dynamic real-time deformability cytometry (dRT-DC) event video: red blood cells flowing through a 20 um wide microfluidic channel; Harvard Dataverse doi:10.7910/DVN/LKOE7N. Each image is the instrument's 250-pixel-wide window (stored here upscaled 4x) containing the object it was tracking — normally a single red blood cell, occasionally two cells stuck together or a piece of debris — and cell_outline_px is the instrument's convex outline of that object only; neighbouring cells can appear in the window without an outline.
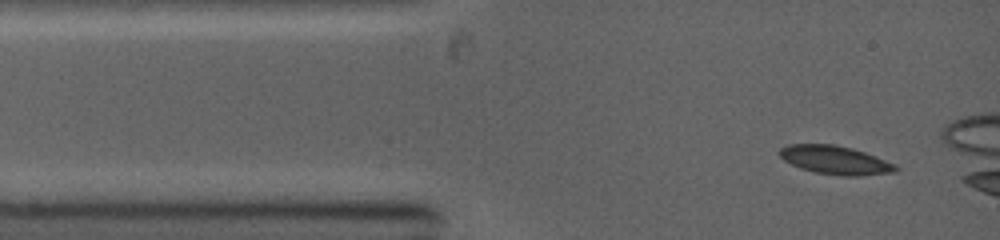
{"species": "common noctule bat (a hibernating species)", "species_latin": "Nyctalus noctula", "temperature_condition": "warm", "stored_images_in_passage": 8, "camera_frame_rate_fps": 5000, "um_per_image_px": 0.085, "animal": {"sex": "female", "body_mass_g": 19.0, "forearm_length_mm": 53.3}, "frame": {"image": 1, "passage_image": 1, "time_ms": 0.0, "image_size_px": [1000, 240], "cell_outline_px": [[900, 168], [896, 172], [856, 176], [844, 176], [816, 172], [800, 168], [784, 160], [780, 156], [780, 148], [788, 144], [832, 144], [852, 148], [864, 152], [896, 164]], "centroid_in_image_um": [71.02, 13.6], "position_along_channel_um": 14.0, "area_um2": 19.19}}
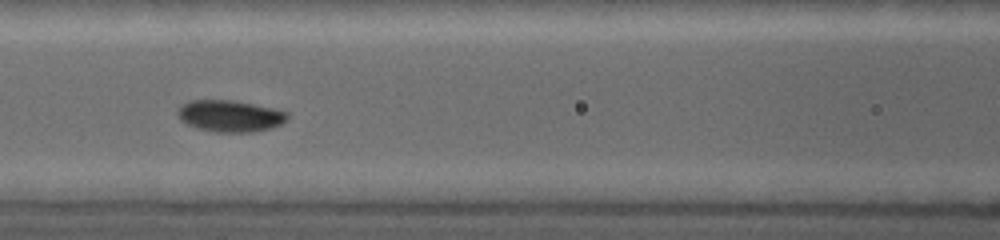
{"frame": {"image": 2, "passage_image": 5, "time_ms": 3.8, "image_size_px": [1000, 240], "cell_outline_px": [[288, 120], [272, 128], [252, 132], [216, 132], [200, 128], [188, 124], [180, 120], [176, 112], [180, 104], [188, 100], [232, 100], [272, 108], [288, 112]], "centroid_in_image_um": [19.53, 9.85], "position_along_channel_um": 147.1, "area_um2": 20.23}}
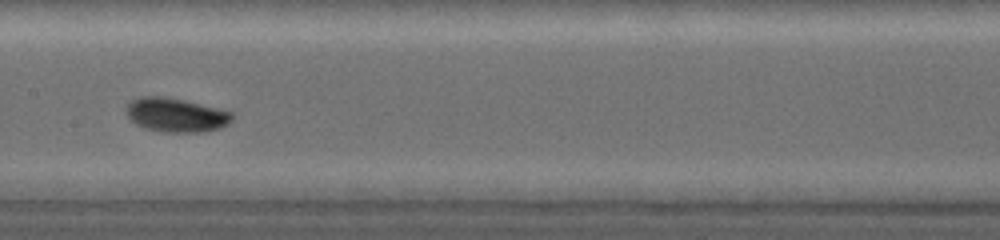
{"frame": {"image": 3, "passage_image": 6, "time_ms": 4.8, "image_size_px": [1000, 240], "cell_outline_px": [[232, 120], [228, 124], [220, 128], [204, 132], [164, 132], [148, 128], [136, 124], [128, 116], [124, 108], [132, 100], [140, 96], [164, 96], [184, 100], [232, 112]], "centroid_in_image_um": [14.95, 9.77], "position_along_channel_um": 192.5, "area_um2": 20.87}}